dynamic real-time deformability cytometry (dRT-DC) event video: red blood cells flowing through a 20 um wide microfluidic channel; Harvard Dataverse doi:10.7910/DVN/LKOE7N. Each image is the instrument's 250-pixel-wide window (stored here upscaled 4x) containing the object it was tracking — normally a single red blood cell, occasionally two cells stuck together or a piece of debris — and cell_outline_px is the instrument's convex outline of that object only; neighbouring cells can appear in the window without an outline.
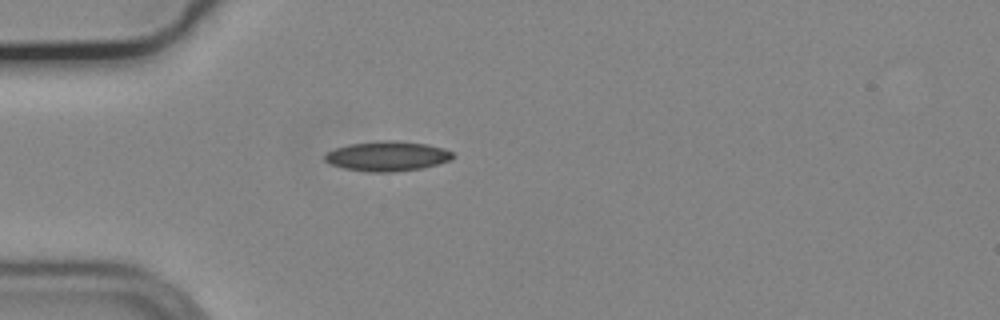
{"species": "common noctule bat (a hibernating species)", "species_latin": "Nyctalus noctula", "temperature_condition": "cold", "stored_images_in_passage": 40, "camera_frame_rate_fps": 3000, "um_per_image_px": 0.085, "animal": {"sex": "male", "body_mass_g": 19.2, "forearm_length_mm": 51.8}, "frame": {"image": 1, "passage_image": 1, "time_ms": 0.0, "image_size_px": [1000, 320], "cell_outline_px": [[456, 156], [452, 160], [420, 168], [396, 172], [368, 172], [344, 168], [328, 164], [324, 160], [324, 156], [328, 152], [336, 148], [348, 144], [380, 140], [396, 140], [428, 144], [444, 148], [452, 152]], "centroid_in_image_um": [32.93, 13.27], "position_along_channel_um": 52.1, "area_um2": 22.48}}
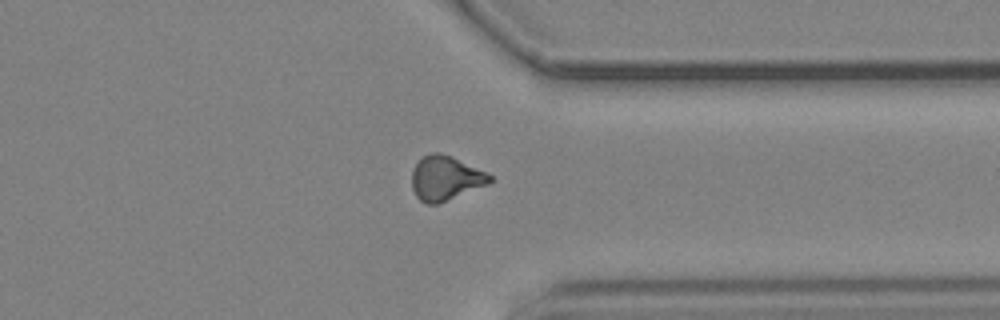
{"frame": {"image": 2, "passage_image": 28, "time_ms": 9.0, "image_size_px": [1000, 320], "cell_outline_px": [[492, 180], [488, 184], [436, 204], [428, 204], [420, 200], [416, 196], [412, 188], [412, 168], [424, 156], [432, 152], [440, 152], [452, 156], [488, 172], [492, 176]], "centroid_in_image_um": [37.87, 15.12], "position_along_channel_um": 373.5, "area_um2": 20.11}}
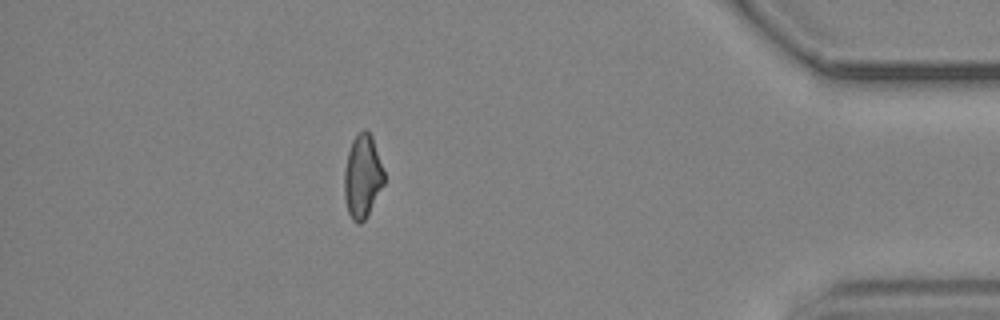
{"frame": {"image": 3, "passage_image": 34, "time_ms": 11.0, "image_size_px": [1000, 320], "cell_outline_px": [[384, 184], [364, 220], [360, 224], [356, 224], [352, 220], [348, 212], [344, 196], [344, 172], [348, 152], [352, 140], [364, 128], [372, 136], [384, 172]], "centroid_in_image_um": [30.8, 15.01], "position_along_channel_um": 404.4, "area_um2": 19.13}, "authors_computed_cell_mechanics": {"area_um2": 20.2011, "velocity_mm_per_s": 3.7097, "shape_relaxation_time_tau1_ms": null, "shape_relaxation_time_tau2_ms": 6.8751, "deformation_change_tau1": null, "deformation_change_tau2": 0.1407}}